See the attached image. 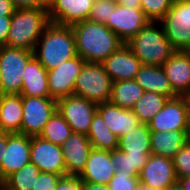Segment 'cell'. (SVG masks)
Returning <instances> with one entry per match:
<instances>
[{
    "label": "cell",
    "instance_id": "cell-11",
    "mask_svg": "<svg viewBox=\"0 0 190 190\" xmlns=\"http://www.w3.org/2000/svg\"><path fill=\"white\" fill-rule=\"evenodd\" d=\"M86 63L79 55L48 71L50 98L56 100L73 95L76 79Z\"/></svg>",
    "mask_w": 190,
    "mask_h": 190
},
{
    "label": "cell",
    "instance_id": "cell-3",
    "mask_svg": "<svg viewBox=\"0 0 190 190\" xmlns=\"http://www.w3.org/2000/svg\"><path fill=\"white\" fill-rule=\"evenodd\" d=\"M50 23L48 8L16 9L11 16L6 46L34 52L41 34Z\"/></svg>",
    "mask_w": 190,
    "mask_h": 190
},
{
    "label": "cell",
    "instance_id": "cell-12",
    "mask_svg": "<svg viewBox=\"0 0 190 190\" xmlns=\"http://www.w3.org/2000/svg\"><path fill=\"white\" fill-rule=\"evenodd\" d=\"M188 100L186 96L168 99L148 123L150 131L187 130Z\"/></svg>",
    "mask_w": 190,
    "mask_h": 190
},
{
    "label": "cell",
    "instance_id": "cell-49",
    "mask_svg": "<svg viewBox=\"0 0 190 190\" xmlns=\"http://www.w3.org/2000/svg\"><path fill=\"white\" fill-rule=\"evenodd\" d=\"M188 100V107H190V93L186 96Z\"/></svg>",
    "mask_w": 190,
    "mask_h": 190
},
{
    "label": "cell",
    "instance_id": "cell-44",
    "mask_svg": "<svg viewBox=\"0 0 190 190\" xmlns=\"http://www.w3.org/2000/svg\"><path fill=\"white\" fill-rule=\"evenodd\" d=\"M117 4L130 9H141L140 0H116Z\"/></svg>",
    "mask_w": 190,
    "mask_h": 190
},
{
    "label": "cell",
    "instance_id": "cell-17",
    "mask_svg": "<svg viewBox=\"0 0 190 190\" xmlns=\"http://www.w3.org/2000/svg\"><path fill=\"white\" fill-rule=\"evenodd\" d=\"M102 65L113 82L134 80L142 64L131 48L123 43Z\"/></svg>",
    "mask_w": 190,
    "mask_h": 190
},
{
    "label": "cell",
    "instance_id": "cell-1",
    "mask_svg": "<svg viewBox=\"0 0 190 190\" xmlns=\"http://www.w3.org/2000/svg\"><path fill=\"white\" fill-rule=\"evenodd\" d=\"M74 36L76 53L89 63H102L123 42L105 24L81 21L71 25Z\"/></svg>",
    "mask_w": 190,
    "mask_h": 190
},
{
    "label": "cell",
    "instance_id": "cell-47",
    "mask_svg": "<svg viewBox=\"0 0 190 190\" xmlns=\"http://www.w3.org/2000/svg\"><path fill=\"white\" fill-rule=\"evenodd\" d=\"M187 135L190 140V107H188Z\"/></svg>",
    "mask_w": 190,
    "mask_h": 190
},
{
    "label": "cell",
    "instance_id": "cell-29",
    "mask_svg": "<svg viewBox=\"0 0 190 190\" xmlns=\"http://www.w3.org/2000/svg\"><path fill=\"white\" fill-rule=\"evenodd\" d=\"M168 99L162 94L145 91L132 110L140 123L148 124L154 115L163 108Z\"/></svg>",
    "mask_w": 190,
    "mask_h": 190
},
{
    "label": "cell",
    "instance_id": "cell-14",
    "mask_svg": "<svg viewBox=\"0 0 190 190\" xmlns=\"http://www.w3.org/2000/svg\"><path fill=\"white\" fill-rule=\"evenodd\" d=\"M138 179L140 182L157 190H164L177 184L178 179L173 165V159L150 154L147 163L139 172Z\"/></svg>",
    "mask_w": 190,
    "mask_h": 190
},
{
    "label": "cell",
    "instance_id": "cell-52",
    "mask_svg": "<svg viewBox=\"0 0 190 190\" xmlns=\"http://www.w3.org/2000/svg\"><path fill=\"white\" fill-rule=\"evenodd\" d=\"M44 1L49 5L52 0H44Z\"/></svg>",
    "mask_w": 190,
    "mask_h": 190
},
{
    "label": "cell",
    "instance_id": "cell-20",
    "mask_svg": "<svg viewBox=\"0 0 190 190\" xmlns=\"http://www.w3.org/2000/svg\"><path fill=\"white\" fill-rule=\"evenodd\" d=\"M115 173L111 151L92 148L83 171L78 175L82 182L108 185Z\"/></svg>",
    "mask_w": 190,
    "mask_h": 190
},
{
    "label": "cell",
    "instance_id": "cell-28",
    "mask_svg": "<svg viewBox=\"0 0 190 190\" xmlns=\"http://www.w3.org/2000/svg\"><path fill=\"white\" fill-rule=\"evenodd\" d=\"M92 148L113 151L118 148V137L107 127L102 116L96 112L87 134Z\"/></svg>",
    "mask_w": 190,
    "mask_h": 190
},
{
    "label": "cell",
    "instance_id": "cell-10",
    "mask_svg": "<svg viewBox=\"0 0 190 190\" xmlns=\"http://www.w3.org/2000/svg\"><path fill=\"white\" fill-rule=\"evenodd\" d=\"M30 162L41 172L67 176L62 147L40 136H31Z\"/></svg>",
    "mask_w": 190,
    "mask_h": 190
},
{
    "label": "cell",
    "instance_id": "cell-21",
    "mask_svg": "<svg viewBox=\"0 0 190 190\" xmlns=\"http://www.w3.org/2000/svg\"><path fill=\"white\" fill-rule=\"evenodd\" d=\"M97 112L104 119L108 129L118 138L140 123L132 109H123L110 101L98 104Z\"/></svg>",
    "mask_w": 190,
    "mask_h": 190
},
{
    "label": "cell",
    "instance_id": "cell-13",
    "mask_svg": "<svg viewBox=\"0 0 190 190\" xmlns=\"http://www.w3.org/2000/svg\"><path fill=\"white\" fill-rule=\"evenodd\" d=\"M149 22L141 9H130L117 4L105 25L126 44Z\"/></svg>",
    "mask_w": 190,
    "mask_h": 190
},
{
    "label": "cell",
    "instance_id": "cell-41",
    "mask_svg": "<svg viewBox=\"0 0 190 190\" xmlns=\"http://www.w3.org/2000/svg\"><path fill=\"white\" fill-rule=\"evenodd\" d=\"M15 10L11 0H0V16H12Z\"/></svg>",
    "mask_w": 190,
    "mask_h": 190
},
{
    "label": "cell",
    "instance_id": "cell-32",
    "mask_svg": "<svg viewBox=\"0 0 190 190\" xmlns=\"http://www.w3.org/2000/svg\"><path fill=\"white\" fill-rule=\"evenodd\" d=\"M72 133L71 127L57 110L46 123L39 136L61 146Z\"/></svg>",
    "mask_w": 190,
    "mask_h": 190
},
{
    "label": "cell",
    "instance_id": "cell-9",
    "mask_svg": "<svg viewBox=\"0 0 190 190\" xmlns=\"http://www.w3.org/2000/svg\"><path fill=\"white\" fill-rule=\"evenodd\" d=\"M98 104L83 97L70 95L57 100V110L73 133L88 134Z\"/></svg>",
    "mask_w": 190,
    "mask_h": 190
},
{
    "label": "cell",
    "instance_id": "cell-6",
    "mask_svg": "<svg viewBox=\"0 0 190 190\" xmlns=\"http://www.w3.org/2000/svg\"><path fill=\"white\" fill-rule=\"evenodd\" d=\"M34 53L21 48L0 47V87L4 95H20L22 76Z\"/></svg>",
    "mask_w": 190,
    "mask_h": 190
},
{
    "label": "cell",
    "instance_id": "cell-51",
    "mask_svg": "<svg viewBox=\"0 0 190 190\" xmlns=\"http://www.w3.org/2000/svg\"><path fill=\"white\" fill-rule=\"evenodd\" d=\"M3 92H2V89H1V87H0V100L2 99V97H3Z\"/></svg>",
    "mask_w": 190,
    "mask_h": 190
},
{
    "label": "cell",
    "instance_id": "cell-33",
    "mask_svg": "<svg viewBox=\"0 0 190 190\" xmlns=\"http://www.w3.org/2000/svg\"><path fill=\"white\" fill-rule=\"evenodd\" d=\"M141 10L151 22H159L170 10L174 0H140Z\"/></svg>",
    "mask_w": 190,
    "mask_h": 190
},
{
    "label": "cell",
    "instance_id": "cell-19",
    "mask_svg": "<svg viewBox=\"0 0 190 190\" xmlns=\"http://www.w3.org/2000/svg\"><path fill=\"white\" fill-rule=\"evenodd\" d=\"M67 175L78 176L84 169L92 145L86 134L72 133L61 145Z\"/></svg>",
    "mask_w": 190,
    "mask_h": 190
},
{
    "label": "cell",
    "instance_id": "cell-25",
    "mask_svg": "<svg viewBox=\"0 0 190 190\" xmlns=\"http://www.w3.org/2000/svg\"><path fill=\"white\" fill-rule=\"evenodd\" d=\"M22 117V96L3 95L0 100V131L21 134Z\"/></svg>",
    "mask_w": 190,
    "mask_h": 190
},
{
    "label": "cell",
    "instance_id": "cell-22",
    "mask_svg": "<svg viewBox=\"0 0 190 190\" xmlns=\"http://www.w3.org/2000/svg\"><path fill=\"white\" fill-rule=\"evenodd\" d=\"M22 97H50L48 71L33 56L26 65L22 76Z\"/></svg>",
    "mask_w": 190,
    "mask_h": 190
},
{
    "label": "cell",
    "instance_id": "cell-16",
    "mask_svg": "<svg viewBox=\"0 0 190 190\" xmlns=\"http://www.w3.org/2000/svg\"><path fill=\"white\" fill-rule=\"evenodd\" d=\"M95 0H52L48 5L51 23L71 26L88 20Z\"/></svg>",
    "mask_w": 190,
    "mask_h": 190
},
{
    "label": "cell",
    "instance_id": "cell-7",
    "mask_svg": "<svg viewBox=\"0 0 190 190\" xmlns=\"http://www.w3.org/2000/svg\"><path fill=\"white\" fill-rule=\"evenodd\" d=\"M159 23L176 51H190V2L174 0Z\"/></svg>",
    "mask_w": 190,
    "mask_h": 190
},
{
    "label": "cell",
    "instance_id": "cell-40",
    "mask_svg": "<svg viewBox=\"0 0 190 190\" xmlns=\"http://www.w3.org/2000/svg\"><path fill=\"white\" fill-rule=\"evenodd\" d=\"M11 16H0V46H6Z\"/></svg>",
    "mask_w": 190,
    "mask_h": 190
},
{
    "label": "cell",
    "instance_id": "cell-43",
    "mask_svg": "<svg viewBox=\"0 0 190 190\" xmlns=\"http://www.w3.org/2000/svg\"><path fill=\"white\" fill-rule=\"evenodd\" d=\"M82 190H110V188L104 184L82 182Z\"/></svg>",
    "mask_w": 190,
    "mask_h": 190
},
{
    "label": "cell",
    "instance_id": "cell-42",
    "mask_svg": "<svg viewBox=\"0 0 190 190\" xmlns=\"http://www.w3.org/2000/svg\"><path fill=\"white\" fill-rule=\"evenodd\" d=\"M10 134L11 133L0 131V168H1V161H2V158L4 157L6 147H7V137Z\"/></svg>",
    "mask_w": 190,
    "mask_h": 190
},
{
    "label": "cell",
    "instance_id": "cell-15",
    "mask_svg": "<svg viewBox=\"0 0 190 190\" xmlns=\"http://www.w3.org/2000/svg\"><path fill=\"white\" fill-rule=\"evenodd\" d=\"M30 149L31 136L13 133L7 137V147L0 168L2 181L30 163Z\"/></svg>",
    "mask_w": 190,
    "mask_h": 190
},
{
    "label": "cell",
    "instance_id": "cell-18",
    "mask_svg": "<svg viewBox=\"0 0 190 190\" xmlns=\"http://www.w3.org/2000/svg\"><path fill=\"white\" fill-rule=\"evenodd\" d=\"M162 69L177 96L190 93V51H175Z\"/></svg>",
    "mask_w": 190,
    "mask_h": 190
},
{
    "label": "cell",
    "instance_id": "cell-8",
    "mask_svg": "<svg viewBox=\"0 0 190 190\" xmlns=\"http://www.w3.org/2000/svg\"><path fill=\"white\" fill-rule=\"evenodd\" d=\"M21 134L39 136L57 111V100L50 97H22Z\"/></svg>",
    "mask_w": 190,
    "mask_h": 190
},
{
    "label": "cell",
    "instance_id": "cell-34",
    "mask_svg": "<svg viewBox=\"0 0 190 190\" xmlns=\"http://www.w3.org/2000/svg\"><path fill=\"white\" fill-rule=\"evenodd\" d=\"M116 5V0H95L88 20L106 24L110 20L112 9H114Z\"/></svg>",
    "mask_w": 190,
    "mask_h": 190
},
{
    "label": "cell",
    "instance_id": "cell-46",
    "mask_svg": "<svg viewBox=\"0 0 190 190\" xmlns=\"http://www.w3.org/2000/svg\"><path fill=\"white\" fill-rule=\"evenodd\" d=\"M136 190H157V189H154L153 187L139 181V184Z\"/></svg>",
    "mask_w": 190,
    "mask_h": 190
},
{
    "label": "cell",
    "instance_id": "cell-23",
    "mask_svg": "<svg viewBox=\"0 0 190 190\" xmlns=\"http://www.w3.org/2000/svg\"><path fill=\"white\" fill-rule=\"evenodd\" d=\"M134 80L144 91L159 93L169 99L177 97L162 66L142 65Z\"/></svg>",
    "mask_w": 190,
    "mask_h": 190
},
{
    "label": "cell",
    "instance_id": "cell-5",
    "mask_svg": "<svg viewBox=\"0 0 190 190\" xmlns=\"http://www.w3.org/2000/svg\"><path fill=\"white\" fill-rule=\"evenodd\" d=\"M113 81L102 63L86 62L76 79L73 95L83 97L96 104L110 100Z\"/></svg>",
    "mask_w": 190,
    "mask_h": 190
},
{
    "label": "cell",
    "instance_id": "cell-26",
    "mask_svg": "<svg viewBox=\"0 0 190 190\" xmlns=\"http://www.w3.org/2000/svg\"><path fill=\"white\" fill-rule=\"evenodd\" d=\"M151 131L146 123H139L125 135L118 138V148L125 153L150 155Z\"/></svg>",
    "mask_w": 190,
    "mask_h": 190
},
{
    "label": "cell",
    "instance_id": "cell-4",
    "mask_svg": "<svg viewBox=\"0 0 190 190\" xmlns=\"http://www.w3.org/2000/svg\"><path fill=\"white\" fill-rule=\"evenodd\" d=\"M142 65L162 66L176 51L159 22H149L126 43Z\"/></svg>",
    "mask_w": 190,
    "mask_h": 190
},
{
    "label": "cell",
    "instance_id": "cell-38",
    "mask_svg": "<svg viewBox=\"0 0 190 190\" xmlns=\"http://www.w3.org/2000/svg\"><path fill=\"white\" fill-rule=\"evenodd\" d=\"M55 190H82V181L78 176L67 175L59 180Z\"/></svg>",
    "mask_w": 190,
    "mask_h": 190
},
{
    "label": "cell",
    "instance_id": "cell-45",
    "mask_svg": "<svg viewBox=\"0 0 190 190\" xmlns=\"http://www.w3.org/2000/svg\"><path fill=\"white\" fill-rule=\"evenodd\" d=\"M177 183L183 190H190V176H186L183 178H177Z\"/></svg>",
    "mask_w": 190,
    "mask_h": 190
},
{
    "label": "cell",
    "instance_id": "cell-36",
    "mask_svg": "<svg viewBox=\"0 0 190 190\" xmlns=\"http://www.w3.org/2000/svg\"><path fill=\"white\" fill-rule=\"evenodd\" d=\"M138 184V177H132L130 174H124L115 170L114 176L108 183V187L110 190H136Z\"/></svg>",
    "mask_w": 190,
    "mask_h": 190
},
{
    "label": "cell",
    "instance_id": "cell-2",
    "mask_svg": "<svg viewBox=\"0 0 190 190\" xmlns=\"http://www.w3.org/2000/svg\"><path fill=\"white\" fill-rule=\"evenodd\" d=\"M33 53L47 71L76 57L72 27L50 23L41 34Z\"/></svg>",
    "mask_w": 190,
    "mask_h": 190
},
{
    "label": "cell",
    "instance_id": "cell-30",
    "mask_svg": "<svg viewBox=\"0 0 190 190\" xmlns=\"http://www.w3.org/2000/svg\"><path fill=\"white\" fill-rule=\"evenodd\" d=\"M150 155H135L125 153L119 148L111 151V163L115 170L132 177H139V172L147 163Z\"/></svg>",
    "mask_w": 190,
    "mask_h": 190
},
{
    "label": "cell",
    "instance_id": "cell-39",
    "mask_svg": "<svg viewBox=\"0 0 190 190\" xmlns=\"http://www.w3.org/2000/svg\"><path fill=\"white\" fill-rule=\"evenodd\" d=\"M15 9L48 8L44 0H11Z\"/></svg>",
    "mask_w": 190,
    "mask_h": 190
},
{
    "label": "cell",
    "instance_id": "cell-31",
    "mask_svg": "<svg viewBox=\"0 0 190 190\" xmlns=\"http://www.w3.org/2000/svg\"><path fill=\"white\" fill-rule=\"evenodd\" d=\"M40 172L39 168L30 162L3 181V190H32Z\"/></svg>",
    "mask_w": 190,
    "mask_h": 190
},
{
    "label": "cell",
    "instance_id": "cell-37",
    "mask_svg": "<svg viewBox=\"0 0 190 190\" xmlns=\"http://www.w3.org/2000/svg\"><path fill=\"white\" fill-rule=\"evenodd\" d=\"M63 176L40 172L32 190H55L59 180Z\"/></svg>",
    "mask_w": 190,
    "mask_h": 190
},
{
    "label": "cell",
    "instance_id": "cell-24",
    "mask_svg": "<svg viewBox=\"0 0 190 190\" xmlns=\"http://www.w3.org/2000/svg\"><path fill=\"white\" fill-rule=\"evenodd\" d=\"M150 138L152 154L170 159L189 141L187 130L151 131Z\"/></svg>",
    "mask_w": 190,
    "mask_h": 190
},
{
    "label": "cell",
    "instance_id": "cell-48",
    "mask_svg": "<svg viewBox=\"0 0 190 190\" xmlns=\"http://www.w3.org/2000/svg\"><path fill=\"white\" fill-rule=\"evenodd\" d=\"M164 190H183L181 187H180V185L177 183V184H175V185H173V186H170V187H168V188H165Z\"/></svg>",
    "mask_w": 190,
    "mask_h": 190
},
{
    "label": "cell",
    "instance_id": "cell-50",
    "mask_svg": "<svg viewBox=\"0 0 190 190\" xmlns=\"http://www.w3.org/2000/svg\"><path fill=\"white\" fill-rule=\"evenodd\" d=\"M0 190H3V181L0 178Z\"/></svg>",
    "mask_w": 190,
    "mask_h": 190
},
{
    "label": "cell",
    "instance_id": "cell-35",
    "mask_svg": "<svg viewBox=\"0 0 190 190\" xmlns=\"http://www.w3.org/2000/svg\"><path fill=\"white\" fill-rule=\"evenodd\" d=\"M173 165L177 178L190 176V140L174 156Z\"/></svg>",
    "mask_w": 190,
    "mask_h": 190
},
{
    "label": "cell",
    "instance_id": "cell-27",
    "mask_svg": "<svg viewBox=\"0 0 190 190\" xmlns=\"http://www.w3.org/2000/svg\"><path fill=\"white\" fill-rule=\"evenodd\" d=\"M144 92V89L135 80L113 82L109 101L123 109H133Z\"/></svg>",
    "mask_w": 190,
    "mask_h": 190
}]
</instances>
